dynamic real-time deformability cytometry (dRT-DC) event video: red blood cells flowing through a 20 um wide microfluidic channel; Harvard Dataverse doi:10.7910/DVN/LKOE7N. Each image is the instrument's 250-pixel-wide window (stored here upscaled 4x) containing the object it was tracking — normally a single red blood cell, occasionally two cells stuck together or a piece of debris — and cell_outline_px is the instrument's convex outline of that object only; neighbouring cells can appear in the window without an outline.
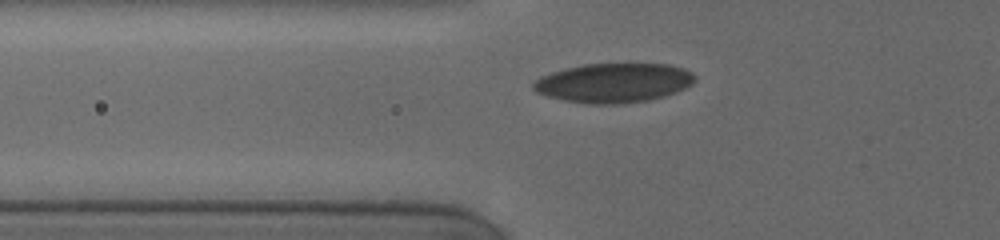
{"species": "human", "species_latin": "Homo sapiens", "temperature_condition": "cold", "stored_images_in_passage": 16, "camera_frame_rate_fps": 3000, "um_per_image_px": 0.085, "donor": {"sex": "female"}, "frame": {"image": 1, "passage_image": 2, "time_ms": 0.333, "image_size_px": [1000, 240], "cell_outline_px": [[696, 80], [692, 84], [676, 92], [664, 96], [648, 100], [620, 104], [588, 104], [564, 100], [548, 96], [536, 92], [532, 88], [532, 84], [536, 80], [552, 72], [584, 64], [668, 64], [684, 68], [692, 72], [696, 76]], "centroid_in_image_um": [52.2, 7.05], "position_along_channel_um": 73.6, "area_um2": 36.93}}
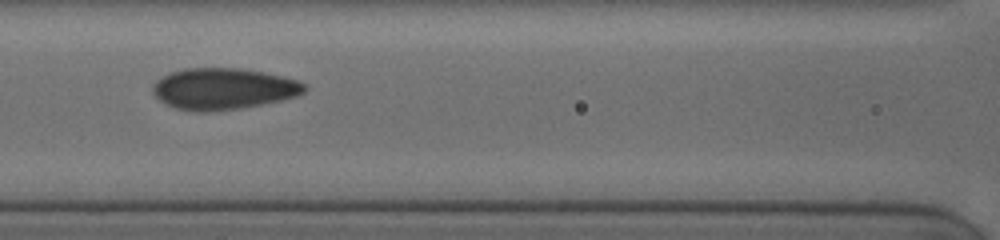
{"frame": {"image": 2, "passage_image": 11, "time_ms": 2.333, "image_size_px": [1000, 240], "cell_outline_px": [[304, 92], [296, 96], [280, 100], [240, 108], [208, 112], [196, 112], [176, 108], [160, 100], [152, 92], [152, 84], [156, 80], [172, 72], [184, 68], [240, 68], [280, 76], [296, 80], [304, 84]], "centroid_in_image_um": [18.93, 7.55], "position_along_channel_um": 147.7, "area_um2": 36.13}}
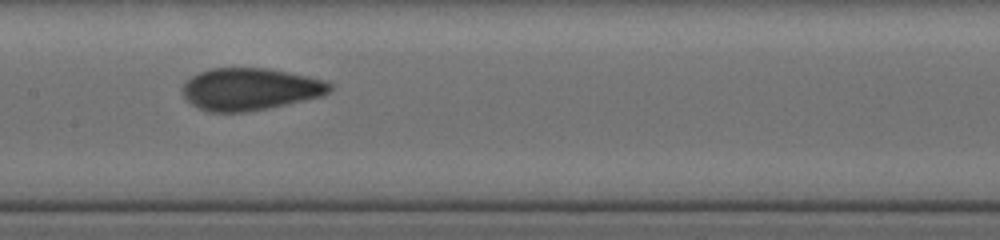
{"frame": {"image": 3, "passage_image": 15, "time_ms": 3.333, "image_size_px": [1000, 240], "cell_outline_px": [[332, 88], [324, 96], [244, 112], [212, 112], [200, 108], [192, 104], [184, 96], [184, 84], [192, 76], [200, 72], [212, 68], [264, 68], [288, 72], [308, 76], [324, 80], [332, 84]], "centroid_in_image_um": [21.28, 7.57], "position_along_channel_um": 186.1, "area_um2": 35.66}}